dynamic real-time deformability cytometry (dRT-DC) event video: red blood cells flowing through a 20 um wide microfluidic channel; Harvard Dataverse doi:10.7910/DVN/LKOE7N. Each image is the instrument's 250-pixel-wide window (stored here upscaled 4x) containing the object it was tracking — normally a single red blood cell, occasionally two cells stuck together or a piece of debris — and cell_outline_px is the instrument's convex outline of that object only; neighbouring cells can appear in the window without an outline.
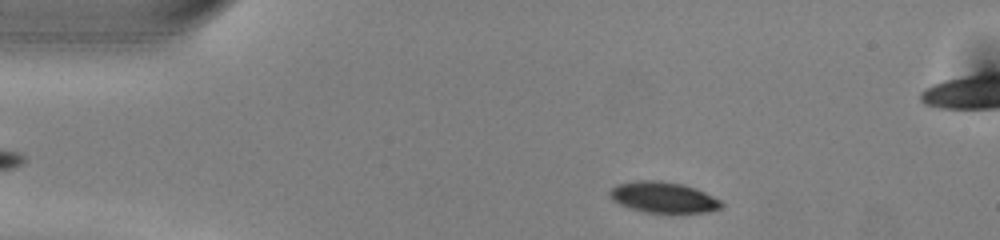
{"species": "common noctule bat (a hibernating species)", "species_latin": "Nyctalus noctula", "temperature_condition": "warm", "stored_images_in_passage": 47, "camera_frame_rate_fps": 3000, "um_per_image_px": 0.085, "animal": {"sex": "male", "body_mass_g": 13.0, "forearm_length_mm": 53.1}, "frame": {"image": 1, "passage_image": 4, "time_ms": 1.0, "image_size_px": [1000, 240], "cell_outline_px": [[724, 204], [720, 208], [708, 212], [644, 212], [620, 204], [612, 200], [608, 196], [608, 192], [616, 184], [636, 180], [660, 180], [684, 184], [696, 188], [720, 200]], "centroid_in_image_um": [56.35, 16.75], "position_along_channel_um": 28.6, "area_um2": 20.11}}
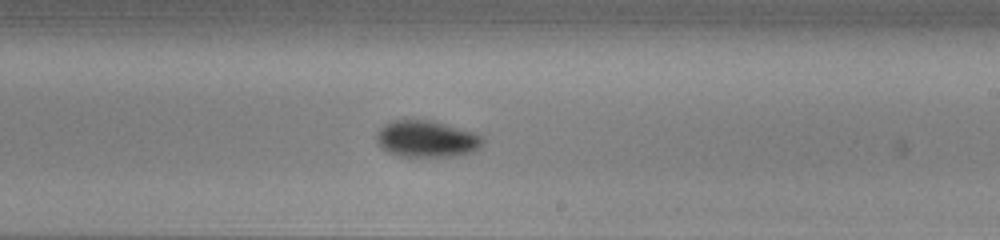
{"frame": {"image": 2, "passage_image": 25, "time_ms": 8.0, "image_size_px": [1000, 240], "cell_outline_px": [[484, 140], [480, 148], [472, 152], [452, 156], [400, 156], [388, 152], [376, 144], [376, 132], [384, 124], [392, 120], [432, 120], [472, 132], [480, 136]], "centroid_in_image_um": [36.21, 11.8], "position_along_channel_um": 252.8, "area_um2": 22.6}}
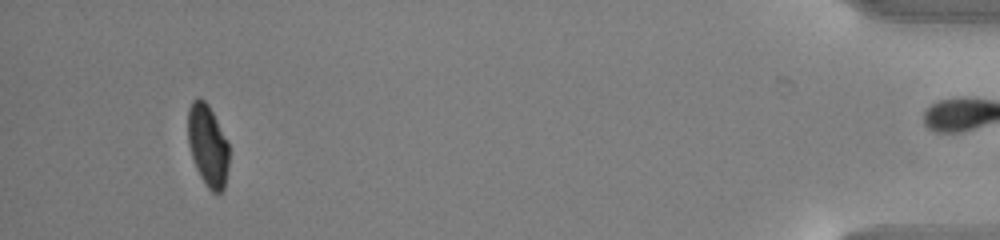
{"frame": {"image": 3, "passage_image": 43, "time_ms": 14.0, "image_size_px": [1000, 240], "cell_outline_px": [[228, 168], [224, 188], [220, 192], [212, 192], [208, 188], [200, 176], [196, 168], [188, 144], [188, 108], [192, 100], [196, 96], [204, 100], [208, 104], [228, 140]], "centroid_in_image_um": [17.66, 12.33], "position_along_channel_um": 417.5, "area_um2": 19.65}, "authors_computed_cell_mechanics": {"area_um2": 21.3282, "velocity_mm_per_s": 4.0233, "shape_relaxation_time_tau1_ms": 2.4034, "shape_relaxation_time_tau2_ms": 1.9646, "deformation_change_tau1": 0.1258, "deformation_change_tau2": 0.0352}}